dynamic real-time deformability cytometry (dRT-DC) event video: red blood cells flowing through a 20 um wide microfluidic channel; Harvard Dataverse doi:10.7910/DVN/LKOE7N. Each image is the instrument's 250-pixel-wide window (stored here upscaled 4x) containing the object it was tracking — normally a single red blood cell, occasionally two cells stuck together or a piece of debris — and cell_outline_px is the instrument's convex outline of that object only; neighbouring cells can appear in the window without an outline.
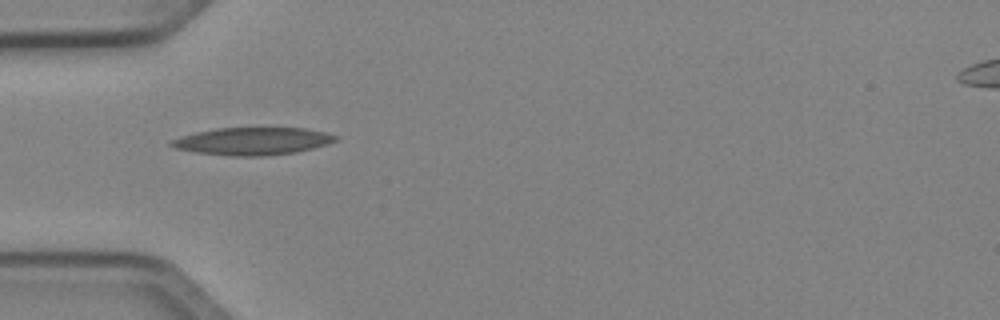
{"species": "Egyptian fruit bat (a non-hibernating species)", "species_latin": "Rousettus aegyptiacus", "temperature_condition": "cold", "stored_images_in_passage": 22, "camera_frame_rate_fps": 3000, "um_per_image_px": 0.085, "animal": {"sex": "female"}, "frame": {"image": 1, "passage_image": 1, "time_ms": 0.0, "image_size_px": [1000, 320], "cell_outline_px": [[340, 136], [336, 140], [312, 148], [296, 152], [260, 156], [232, 156], [196, 152], [176, 148], [168, 144], [172, 140], [180, 136], [196, 132], [216, 128], [304, 128], [324, 132]], "centroid_in_image_um": [21.45, 11.99], "position_along_channel_um": 63.6, "area_um2": 26.07}}